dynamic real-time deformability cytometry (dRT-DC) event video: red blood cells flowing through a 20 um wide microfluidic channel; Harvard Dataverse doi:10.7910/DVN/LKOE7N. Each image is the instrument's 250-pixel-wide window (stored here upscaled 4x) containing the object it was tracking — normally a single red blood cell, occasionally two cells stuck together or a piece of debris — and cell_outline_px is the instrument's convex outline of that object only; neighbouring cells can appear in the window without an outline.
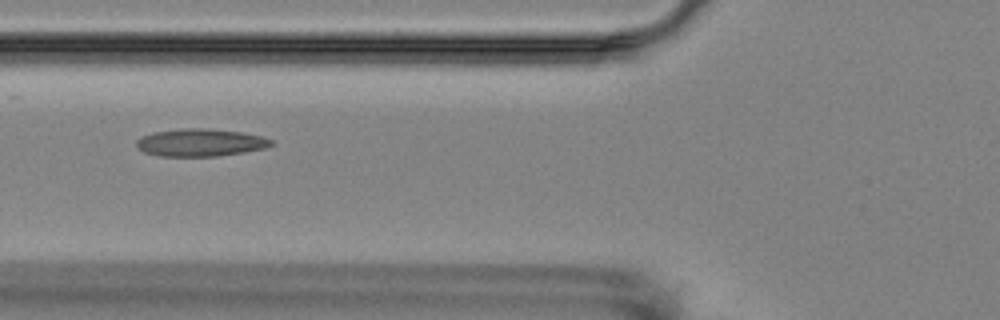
{"species": "Egyptian fruit bat (a non-hibernating species)", "species_latin": "Rousettus aegyptiacus", "temperature_condition": "room temperature", "stored_images_in_passage": 5, "camera_frame_rate_fps": 3000, "um_per_image_px": 0.085, "animal": {"sex": "female"}, "frame": {"image": 1, "passage_image": 3, "time_ms": 3.0, "image_size_px": [1000, 320], "cell_outline_px": [[276, 144], [264, 148], [244, 152], [216, 156], [156, 156], [144, 152], [136, 148], [136, 140], [140, 136], [152, 132], [180, 128], [208, 128], [240, 132], [260, 136], [272, 140]], "centroid_in_image_um": [16.98, 12.11], "position_along_channel_um": 108.8, "area_um2": 21.85}}
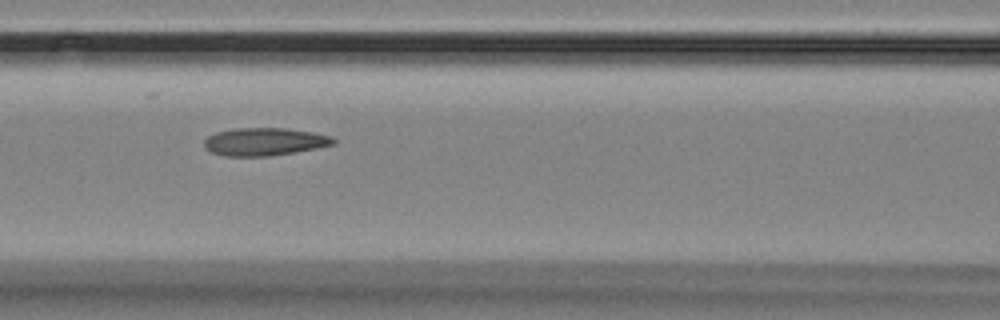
{"frame": {"image": 2, "passage_image": 4, "time_ms": 4.0, "image_size_px": [1000, 320], "cell_outline_px": [[336, 144], [316, 148], [268, 156], [224, 156], [212, 152], [204, 148], [204, 140], [208, 136], [216, 132], [236, 128], [284, 128], [312, 132], [332, 136], [336, 140]], "centroid_in_image_um": [22.47, 12.04], "position_along_channel_um": 144.1, "area_um2": 20.87}}
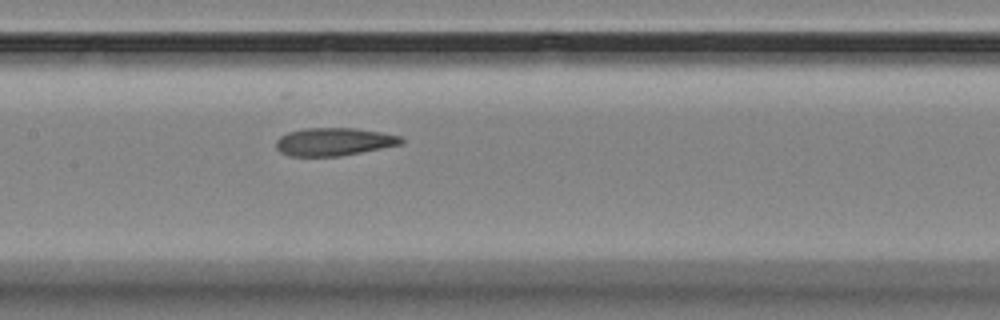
{"frame": {"image": 3, "passage_image": 5, "time_ms": 5.0, "image_size_px": [1000, 320], "cell_outline_px": [[404, 144], [340, 156], [288, 156], [280, 152], [276, 148], [276, 140], [280, 136], [288, 132], [304, 128], [356, 128], [380, 132], [400, 136], [404, 140]], "centroid_in_image_um": [28.38, 12.05], "position_along_channel_um": 179.0, "area_um2": 20.46}}